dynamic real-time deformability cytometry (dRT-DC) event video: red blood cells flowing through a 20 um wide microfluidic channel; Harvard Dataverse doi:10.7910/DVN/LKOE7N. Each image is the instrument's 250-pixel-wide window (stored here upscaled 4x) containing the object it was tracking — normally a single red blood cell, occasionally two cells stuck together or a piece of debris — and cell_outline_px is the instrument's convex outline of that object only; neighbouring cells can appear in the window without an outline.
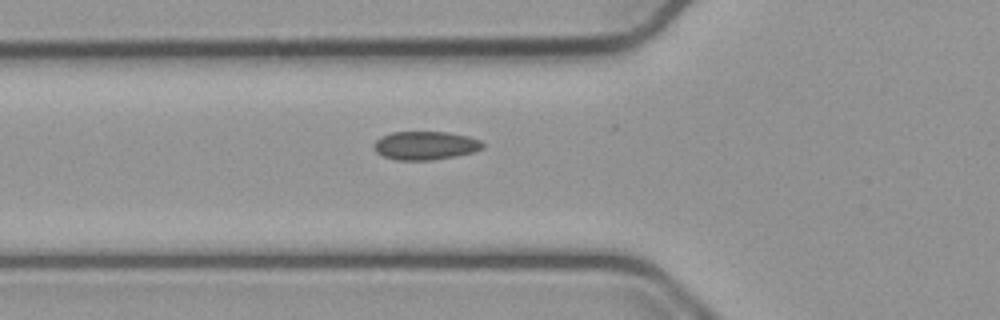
{"species": "common noctule bat (a hibernating species)", "species_latin": "Nyctalus noctula", "temperature_condition": "cold", "stored_images_in_passage": 31, "camera_frame_rate_fps": 3000, "um_per_image_px": 0.085, "animal": {"sex": "male", "body_mass_g": 23.1, "forearm_length_mm": 52.7}, "frame": {"image": 1, "passage_image": 2, "time_ms": 0.333, "image_size_px": [1000, 320], "cell_outline_px": [[484, 148], [472, 152], [456, 156], [428, 160], [396, 160], [384, 156], [376, 152], [372, 148], [372, 144], [380, 136], [392, 132], [448, 132], [468, 136], [480, 140], [484, 144]], "centroid_in_image_um": [36.12, 12.36], "position_along_channel_um": 89.7, "area_um2": 18.15}}
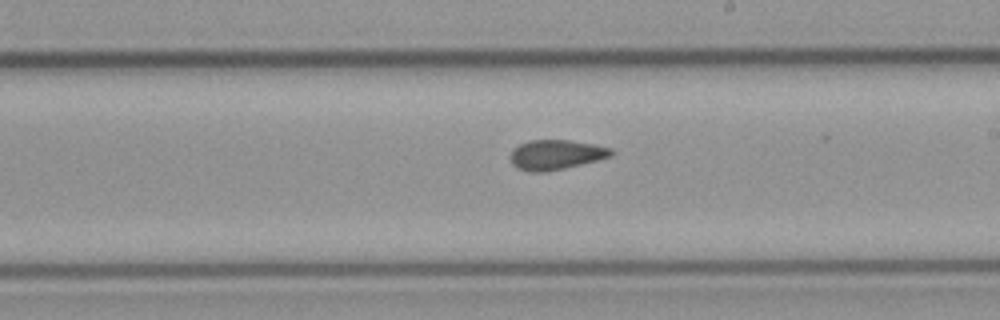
{"frame": {"image": 2, "passage_image": 14, "time_ms": 4.333, "image_size_px": [1000, 320], "cell_outline_px": [[612, 156], [564, 168], [544, 172], [528, 172], [516, 168], [512, 164], [512, 152], [520, 144], [528, 140], [568, 140], [592, 144], [612, 148]], "centroid_in_image_um": [47.24, 13.15], "position_along_channel_um": 241.8, "area_um2": 17.22}}
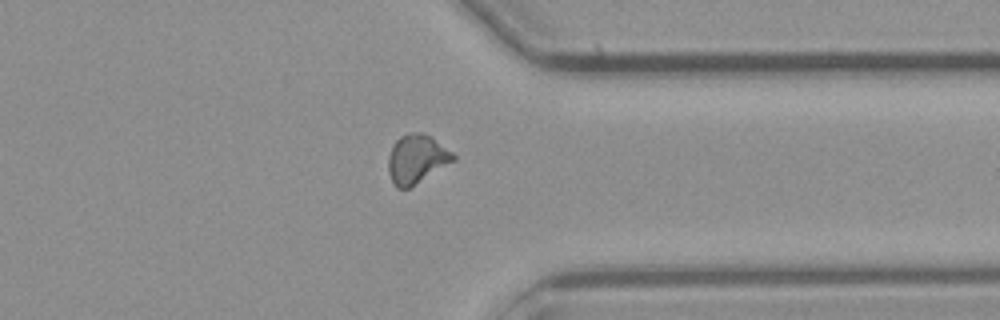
{"frame": {"image": 3, "passage_image": 25, "time_ms": 8.0, "image_size_px": [1000, 320], "cell_outline_px": [[456, 160], [408, 188], [396, 188], [388, 172], [388, 156], [396, 140], [400, 136], [412, 132], [424, 132], [452, 152], [456, 156]], "centroid_in_image_um": [35.41, 13.51], "position_along_channel_um": 376.0, "area_um2": 18.26}}